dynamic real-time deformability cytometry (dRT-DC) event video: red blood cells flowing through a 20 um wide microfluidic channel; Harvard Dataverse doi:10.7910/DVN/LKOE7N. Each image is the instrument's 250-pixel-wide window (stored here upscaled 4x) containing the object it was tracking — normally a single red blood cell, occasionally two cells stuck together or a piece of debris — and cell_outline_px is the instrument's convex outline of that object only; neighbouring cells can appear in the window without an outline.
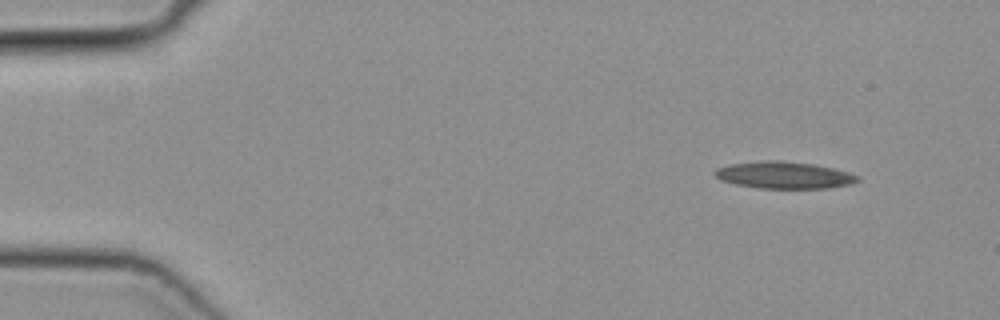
{"species": "common noctule bat (a hibernating species)", "species_latin": "Nyctalus noctula", "temperature_condition": "cold", "stored_images_in_passage": 46, "camera_frame_rate_fps": 3000, "um_per_image_px": 0.085, "animal": {"sex": "female", "body_mass_g": 19.3, "forearm_length_mm": 54.1}, "frame": {"image": 1, "passage_image": 1, "time_ms": 0.0, "image_size_px": [1000, 320], "cell_outline_px": [[860, 180], [848, 184], [828, 188], [760, 188], [736, 184], [720, 180], [712, 172], [716, 168], [728, 164], [764, 160], [772, 160], [812, 164], [832, 168], [848, 172], [860, 176]], "centroid_in_image_um": [66.6, 14.88], "position_along_channel_um": 18.4, "area_um2": 22.25}}
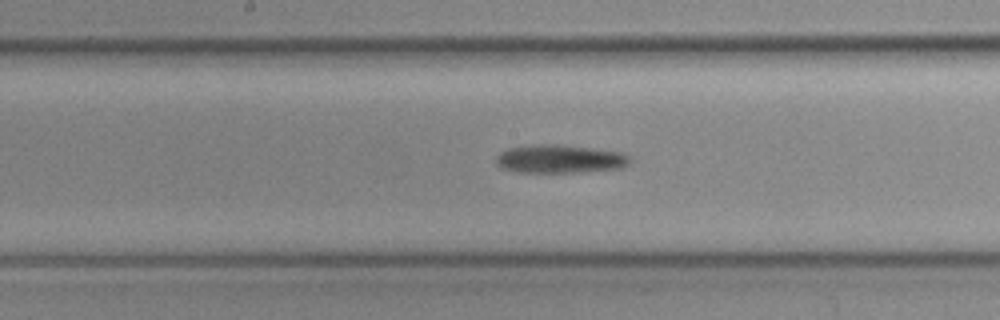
{"frame": {"image": 2, "passage_image": 22, "time_ms": 7.0, "image_size_px": [1000, 320], "cell_outline_px": [[632, 160], [628, 164], [620, 168], [576, 172], [516, 172], [500, 168], [496, 164], [496, 156], [500, 152], [508, 148], [536, 144], [556, 144], [620, 152], [632, 156]], "centroid_in_image_um": [47.55, 13.51], "position_along_channel_um": 200.6, "area_um2": 22.08}}
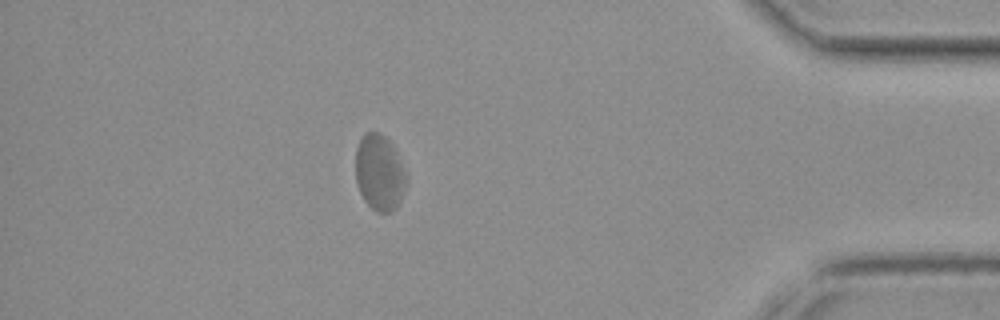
{"frame": {"image": 3, "passage_image": 40, "time_ms": 13.0, "image_size_px": [1000, 320], "cell_outline_px": [[408, 180], [400, 200], [396, 208], [392, 212], [376, 212], [364, 200], [360, 192], [356, 180], [356, 148], [364, 132], [380, 132], [396, 148], [408, 176]], "centroid_in_image_um": [32.28, 14.66], "position_along_channel_um": 402.9, "area_um2": 22.77}}